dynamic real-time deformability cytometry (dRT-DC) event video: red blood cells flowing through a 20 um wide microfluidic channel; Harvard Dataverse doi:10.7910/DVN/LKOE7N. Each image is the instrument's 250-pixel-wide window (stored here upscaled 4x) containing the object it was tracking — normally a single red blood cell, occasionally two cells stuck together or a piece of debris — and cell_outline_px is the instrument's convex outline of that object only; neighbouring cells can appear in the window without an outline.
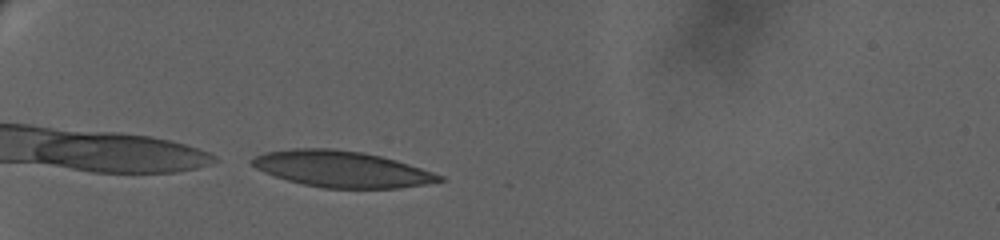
{"species": "human", "species_latin": "Homo sapiens", "temperature_condition": "warm", "stored_images_in_passage": 5, "camera_frame_rate_fps": 3000, "um_per_image_px": 0.085, "donor": {"sex": "female"}, "frame": {"image": 1, "passage_image": 1, "time_ms": 0.0, "image_size_px": [1000, 240], "cell_outline_px": [[448, 180], [424, 184], [396, 188], [324, 188], [304, 184], [288, 180], [264, 172], [256, 168], [248, 160], [264, 152], [292, 148], [332, 148], [364, 152], [396, 160], [444, 176]], "centroid_in_image_um": [29.04, 14.36], "position_along_channel_um": 56.0, "area_um2": 39.42}}